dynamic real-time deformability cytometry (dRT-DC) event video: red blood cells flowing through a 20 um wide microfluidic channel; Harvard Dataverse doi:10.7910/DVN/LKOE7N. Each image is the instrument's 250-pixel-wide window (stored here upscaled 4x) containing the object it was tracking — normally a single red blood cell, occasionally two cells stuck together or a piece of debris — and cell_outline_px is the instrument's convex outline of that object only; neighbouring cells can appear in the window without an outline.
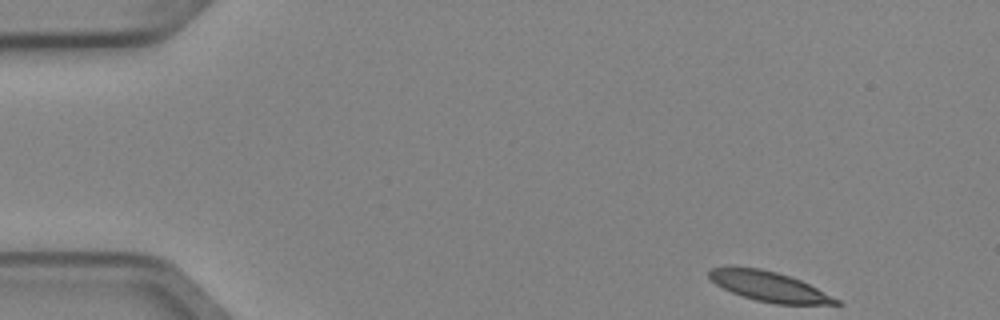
{"species": "Egyptian fruit bat (a non-hibernating species)", "species_latin": "Rousettus aegyptiacus", "temperature_condition": "cold", "stored_images_in_passage": 5, "segment_of_instrument_passage": [1, 2], "camera_frame_rate_fps": 3000, "um_per_image_px": 0.085, "animal": {"sex": "female"}, "frame": {"image": 1, "passage_image": 1, "time_ms": 0.0, "image_size_px": [1000, 320], "cell_outline_px": [[844, 304], [776, 304], [756, 300], [732, 292], [716, 284], [708, 276], [708, 272], [712, 268], [728, 264], [732, 264], [760, 268], [776, 272], [800, 280], [840, 300]], "centroid_in_image_um": [65.3, 24.31], "position_along_channel_um": 19.7, "area_um2": 22.2}}
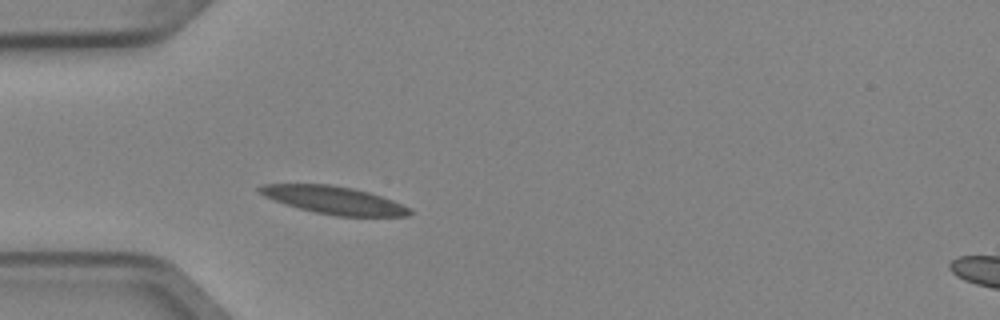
{"frame": {"image": 2, "passage_image": 4, "time_ms": 1.0, "image_size_px": [1000, 320], "cell_outline_px": [[412, 212], [408, 216], [336, 216], [316, 212], [300, 208], [264, 196], [256, 188], [260, 184], [328, 184], [352, 188], [368, 192], [392, 200], [412, 208]], "centroid_in_image_um": [28.41, 17.01], "position_along_channel_um": 56.6, "area_um2": 23.93}}